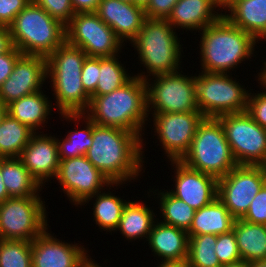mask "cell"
<instances>
[{"mask_svg":"<svg viewBox=\"0 0 266 267\" xmlns=\"http://www.w3.org/2000/svg\"><path fill=\"white\" fill-rule=\"evenodd\" d=\"M240 0H220V6H221V11L223 12L224 9V14L227 13V11L237 2ZM226 10V11H225Z\"/></svg>","mask_w":266,"mask_h":267,"instance_id":"49","label":"cell"},{"mask_svg":"<svg viewBox=\"0 0 266 267\" xmlns=\"http://www.w3.org/2000/svg\"><path fill=\"white\" fill-rule=\"evenodd\" d=\"M1 174L10 197H33L41 195L42 187L32 177L19 157L1 158Z\"/></svg>","mask_w":266,"mask_h":267,"instance_id":"28","label":"cell"},{"mask_svg":"<svg viewBox=\"0 0 266 267\" xmlns=\"http://www.w3.org/2000/svg\"><path fill=\"white\" fill-rule=\"evenodd\" d=\"M61 116L69 122H71V120L74 121V123L80 122V120L82 122L84 121L85 126L83 129L80 128V130L75 129L73 131H68V134L64 139L63 137L61 140L56 138L59 159L63 160L85 156L87 150L92 145L93 121L84 114H61Z\"/></svg>","mask_w":266,"mask_h":267,"instance_id":"30","label":"cell"},{"mask_svg":"<svg viewBox=\"0 0 266 267\" xmlns=\"http://www.w3.org/2000/svg\"><path fill=\"white\" fill-rule=\"evenodd\" d=\"M143 140L133 132L93 122L92 145L85 156L111 183L126 184L143 170Z\"/></svg>","mask_w":266,"mask_h":267,"instance_id":"1","label":"cell"},{"mask_svg":"<svg viewBox=\"0 0 266 267\" xmlns=\"http://www.w3.org/2000/svg\"><path fill=\"white\" fill-rule=\"evenodd\" d=\"M62 241L47 227L31 242L32 267H82L89 257L88 250L79 243Z\"/></svg>","mask_w":266,"mask_h":267,"instance_id":"18","label":"cell"},{"mask_svg":"<svg viewBox=\"0 0 266 267\" xmlns=\"http://www.w3.org/2000/svg\"><path fill=\"white\" fill-rule=\"evenodd\" d=\"M217 235L203 234L189 237V267H222L215 253Z\"/></svg>","mask_w":266,"mask_h":267,"instance_id":"34","label":"cell"},{"mask_svg":"<svg viewBox=\"0 0 266 267\" xmlns=\"http://www.w3.org/2000/svg\"><path fill=\"white\" fill-rule=\"evenodd\" d=\"M41 133L37 131L32 135L19 158L32 177L43 187L45 182L56 178L60 159L56 136Z\"/></svg>","mask_w":266,"mask_h":267,"instance_id":"19","label":"cell"},{"mask_svg":"<svg viewBox=\"0 0 266 267\" xmlns=\"http://www.w3.org/2000/svg\"><path fill=\"white\" fill-rule=\"evenodd\" d=\"M88 56L77 46L65 41L47 58V78L51 81L53 99L59 114H83L91 96L81 82V72Z\"/></svg>","mask_w":266,"mask_h":267,"instance_id":"4","label":"cell"},{"mask_svg":"<svg viewBox=\"0 0 266 267\" xmlns=\"http://www.w3.org/2000/svg\"><path fill=\"white\" fill-rule=\"evenodd\" d=\"M13 47L10 29L6 26H0V55L8 52Z\"/></svg>","mask_w":266,"mask_h":267,"instance_id":"45","label":"cell"},{"mask_svg":"<svg viewBox=\"0 0 266 267\" xmlns=\"http://www.w3.org/2000/svg\"><path fill=\"white\" fill-rule=\"evenodd\" d=\"M262 88L260 93L250 91L247 112L257 124L266 129V88L264 86Z\"/></svg>","mask_w":266,"mask_h":267,"instance_id":"39","label":"cell"},{"mask_svg":"<svg viewBox=\"0 0 266 267\" xmlns=\"http://www.w3.org/2000/svg\"><path fill=\"white\" fill-rule=\"evenodd\" d=\"M235 218L225 205L215 198L208 205L195 211L191 227L187 231L188 237L194 235H220L233 230Z\"/></svg>","mask_w":266,"mask_h":267,"instance_id":"25","label":"cell"},{"mask_svg":"<svg viewBox=\"0 0 266 267\" xmlns=\"http://www.w3.org/2000/svg\"><path fill=\"white\" fill-rule=\"evenodd\" d=\"M6 106L2 103V101L0 100V122L1 119L3 118V116L6 114Z\"/></svg>","mask_w":266,"mask_h":267,"instance_id":"53","label":"cell"},{"mask_svg":"<svg viewBox=\"0 0 266 267\" xmlns=\"http://www.w3.org/2000/svg\"><path fill=\"white\" fill-rule=\"evenodd\" d=\"M222 267H251V263L244 261V260H241V261L236 262V263L222 265Z\"/></svg>","mask_w":266,"mask_h":267,"instance_id":"50","label":"cell"},{"mask_svg":"<svg viewBox=\"0 0 266 267\" xmlns=\"http://www.w3.org/2000/svg\"><path fill=\"white\" fill-rule=\"evenodd\" d=\"M174 167L175 187L169 192L183 200L194 210H199L217 198L218 179L185 165L180 160H171Z\"/></svg>","mask_w":266,"mask_h":267,"instance_id":"17","label":"cell"},{"mask_svg":"<svg viewBox=\"0 0 266 267\" xmlns=\"http://www.w3.org/2000/svg\"><path fill=\"white\" fill-rule=\"evenodd\" d=\"M199 33L200 68L203 72L231 74V69L233 71L246 59H251L256 44H259L252 35L234 26L224 15Z\"/></svg>","mask_w":266,"mask_h":267,"instance_id":"3","label":"cell"},{"mask_svg":"<svg viewBox=\"0 0 266 267\" xmlns=\"http://www.w3.org/2000/svg\"><path fill=\"white\" fill-rule=\"evenodd\" d=\"M117 187L119 185H123V183H112L109 185L108 192L101 191L96 193L94 196L88 198L83 205L86 203L89 204V201L92 198H95V202L93 203V221L95 220V224L98 225L99 229L104 230L106 232H115L119 225L120 218L122 216L123 209L128 201L121 199L119 196L114 195L110 191V187ZM106 192V193H105Z\"/></svg>","mask_w":266,"mask_h":267,"instance_id":"29","label":"cell"},{"mask_svg":"<svg viewBox=\"0 0 266 267\" xmlns=\"http://www.w3.org/2000/svg\"><path fill=\"white\" fill-rule=\"evenodd\" d=\"M265 184V166L237 165L218 179L217 198L235 219H242Z\"/></svg>","mask_w":266,"mask_h":267,"instance_id":"13","label":"cell"},{"mask_svg":"<svg viewBox=\"0 0 266 267\" xmlns=\"http://www.w3.org/2000/svg\"><path fill=\"white\" fill-rule=\"evenodd\" d=\"M21 55L22 53L14 46L8 52L0 55V87L12 73L15 63Z\"/></svg>","mask_w":266,"mask_h":267,"instance_id":"43","label":"cell"},{"mask_svg":"<svg viewBox=\"0 0 266 267\" xmlns=\"http://www.w3.org/2000/svg\"><path fill=\"white\" fill-rule=\"evenodd\" d=\"M154 198L157 194V199L159 200V207L162 213L163 220H159L162 223L172 225L174 227L188 231L191 227L195 211L183 200L173 196L168 190H153ZM158 191V193H156ZM162 191V192H161ZM166 191V192H165Z\"/></svg>","mask_w":266,"mask_h":267,"instance_id":"32","label":"cell"},{"mask_svg":"<svg viewBox=\"0 0 266 267\" xmlns=\"http://www.w3.org/2000/svg\"><path fill=\"white\" fill-rule=\"evenodd\" d=\"M35 132L6 113L0 122V158H18Z\"/></svg>","mask_w":266,"mask_h":267,"instance_id":"31","label":"cell"},{"mask_svg":"<svg viewBox=\"0 0 266 267\" xmlns=\"http://www.w3.org/2000/svg\"><path fill=\"white\" fill-rule=\"evenodd\" d=\"M51 109H53L52 101L42 90L21 97L6 106V112L11 117L28 126L35 133L45 127L44 124H47L46 121L50 118L48 116L52 115Z\"/></svg>","mask_w":266,"mask_h":267,"instance_id":"23","label":"cell"},{"mask_svg":"<svg viewBox=\"0 0 266 267\" xmlns=\"http://www.w3.org/2000/svg\"><path fill=\"white\" fill-rule=\"evenodd\" d=\"M242 219L249 223L266 225V184L255 195Z\"/></svg>","mask_w":266,"mask_h":267,"instance_id":"38","label":"cell"},{"mask_svg":"<svg viewBox=\"0 0 266 267\" xmlns=\"http://www.w3.org/2000/svg\"><path fill=\"white\" fill-rule=\"evenodd\" d=\"M95 13L123 43H131L147 19L144 7L120 0H101Z\"/></svg>","mask_w":266,"mask_h":267,"instance_id":"20","label":"cell"},{"mask_svg":"<svg viewBox=\"0 0 266 267\" xmlns=\"http://www.w3.org/2000/svg\"><path fill=\"white\" fill-rule=\"evenodd\" d=\"M157 267H189L187 260L182 261H160Z\"/></svg>","mask_w":266,"mask_h":267,"instance_id":"46","label":"cell"},{"mask_svg":"<svg viewBox=\"0 0 266 267\" xmlns=\"http://www.w3.org/2000/svg\"><path fill=\"white\" fill-rule=\"evenodd\" d=\"M220 9V0H179L167 21L175 30L197 32L218 21L223 16Z\"/></svg>","mask_w":266,"mask_h":267,"instance_id":"21","label":"cell"},{"mask_svg":"<svg viewBox=\"0 0 266 267\" xmlns=\"http://www.w3.org/2000/svg\"><path fill=\"white\" fill-rule=\"evenodd\" d=\"M101 0H71L75 13L95 12Z\"/></svg>","mask_w":266,"mask_h":267,"instance_id":"44","label":"cell"},{"mask_svg":"<svg viewBox=\"0 0 266 267\" xmlns=\"http://www.w3.org/2000/svg\"><path fill=\"white\" fill-rule=\"evenodd\" d=\"M9 29L13 46L24 55L48 58L66 41V26L32 0Z\"/></svg>","mask_w":266,"mask_h":267,"instance_id":"6","label":"cell"},{"mask_svg":"<svg viewBox=\"0 0 266 267\" xmlns=\"http://www.w3.org/2000/svg\"><path fill=\"white\" fill-rule=\"evenodd\" d=\"M218 119L237 164L266 167V129L247 111L225 114Z\"/></svg>","mask_w":266,"mask_h":267,"instance_id":"11","label":"cell"},{"mask_svg":"<svg viewBox=\"0 0 266 267\" xmlns=\"http://www.w3.org/2000/svg\"><path fill=\"white\" fill-rule=\"evenodd\" d=\"M99 79V58L87 57L84 61L81 82L85 91L91 95L98 84Z\"/></svg>","mask_w":266,"mask_h":267,"instance_id":"40","label":"cell"},{"mask_svg":"<svg viewBox=\"0 0 266 267\" xmlns=\"http://www.w3.org/2000/svg\"><path fill=\"white\" fill-rule=\"evenodd\" d=\"M215 253L221 265L236 263L242 260L233 230L217 235Z\"/></svg>","mask_w":266,"mask_h":267,"instance_id":"36","label":"cell"},{"mask_svg":"<svg viewBox=\"0 0 266 267\" xmlns=\"http://www.w3.org/2000/svg\"><path fill=\"white\" fill-rule=\"evenodd\" d=\"M263 67L264 68H261V71L258 72V76L256 78H258V84L261 85V86H264L266 88V62L264 61L263 63ZM263 69V70H262Z\"/></svg>","mask_w":266,"mask_h":267,"instance_id":"48","label":"cell"},{"mask_svg":"<svg viewBox=\"0 0 266 267\" xmlns=\"http://www.w3.org/2000/svg\"><path fill=\"white\" fill-rule=\"evenodd\" d=\"M55 179L75 206H81L88 198L112 184L86 156L60 160Z\"/></svg>","mask_w":266,"mask_h":267,"instance_id":"14","label":"cell"},{"mask_svg":"<svg viewBox=\"0 0 266 267\" xmlns=\"http://www.w3.org/2000/svg\"><path fill=\"white\" fill-rule=\"evenodd\" d=\"M251 267H266V260H260L257 262H252Z\"/></svg>","mask_w":266,"mask_h":267,"instance_id":"52","label":"cell"},{"mask_svg":"<svg viewBox=\"0 0 266 267\" xmlns=\"http://www.w3.org/2000/svg\"><path fill=\"white\" fill-rule=\"evenodd\" d=\"M92 260V257H88L83 263L82 267H102L99 265V263L95 262V259L93 261Z\"/></svg>","mask_w":266,"mask_h":267,"instance_id":"51","label":"cell"},{"mask_svg":"<svg viewBox=\"0 0 266 267\" xmlns=\"http://www.w3.org/2000/svg\"><path fill=\"white\" fill-rule=\"evenodd\" d=\"M195 85L196 103L205 118L247 111L250 90L230 74L201 71L195 74Z\"/></svg>","mask_w":266,"mask_h":267,"instance_id":"8","label":"cell"},{"mask_svg":"<svg viewBox=\"0 0 266 267\" xmlns=\"http://www.w3.org/2000/svg\"><path fill=\"white\" fill-rule=\"evenodd\" d=\"M119 57V55H116L113 57L99 58L98 84L90 96L109 94L115 89L122 87L133 77L134 74L130 76V73H127L124 65L119 61Z\"/></svg>","mask_w":266,"mask_h":267,"instance_id":"33","label":"cell"},{"mask_svg":"<svg viewBox=\"0 0 266 267\" xmlns=\"http://www.w3.org/2000/svg\"><path fill=\"white\" fill-rule=\"evenodd\" d=\"M40 196L10 197L0 202V239L33 241L49 225Z\"/></svg>","mask_w":266,"mask_h":267,"instance_id":"9","label":"cell"},{"mask_svg":"<svg viewBox=\"0 0 266 267\" xmlns=\"http://www.w3.org/2000/svg\"><path fill=\"white\" fill-rule=\"evenodd\" d=\"M83 114L97 125L124 129L142 137L145 122L150 120L145 80L134 75L109 94L91 96Z\"/></svg>","mask_w":266,"mask_h":267,"instance_id":"2","label":"cell"},{"mask_svg":"<svg viewBox=\"0 0 266 267\" xmlns=\"http://www.w3.org/2000/svg\"><path fill=\"white\" fill-rule=\"evenodd\" d=\"M157 214L144 204L142 201H128L125 205L119 225L116 231H119L126 240L145 239L148 240L149 234L156 222ZM144 237V238H143Z\"/></svg>","mask_w":266,"mask_h":267,"instance_id":"26","label":"cell"},{"mask_svg":"<svg viewBox=\"0 0 266 267\" xmlns=\"http://www.w3.org/2000/svg\"><path fill=\"white\" fill-rule=\"evenodd\" d=\"M179 0H149L144 7L146 18L167 20Z\"/></svg>","mask_w":266,"mask_h":267,"instance_id":"42","label":"cell"},{"mask_svg":"<svg viewBox=\"0 0 266 267\" xmlns=\"http://www.w3.org/2000/svg\"><path fill=\"white\" fill-rule=\"evenodd\" d=\"M153 127L167 159L181 160L189 151L196 129L204 116L201 112L151 113Z\"/></svg>","mask_w":266,"mask_h":267,"instance_id":"15","label":"cell"},{"mask_svg":"<svg viewBox=\"0 0 266 267\" xmlns=\"http://www.w3.org/2000/svg\"><path fill=\"white\" fill-rule=\"evenodd\" d=\"M31 0H0V26L9 27Z\"/></svg>","mask_w":266,"mask_h":267,"instance_id":"41","label":"cell"},{"mask_svg":"<svg viewBox=\"0 0 266 267\" xmlns=\"http://www.w3.org/2000/svg\"><path fill=\"white\" fill-rule=\"evenodd\" d=\"M8 198H10V196L8 195L6 186H5V184L3 183V180H2L1 158H0V202H3L5 200H7Z\"/></svg>","mask_w":266,"mask_h":267,"instance_id":"47","label":"cell"},{"mask_svg":"<svg viewBox=\"0 0 266 267\" xmlns=\"http://www.w3.org/2000/svg\"><path fill=\"white\" fill-rule=\"evenodd\" d=\"M35 4L45 10L51 17L59 20L65 26L76 14L71 0H32Z\"/></svg>","mask_w":266,"mask_h":267,"instance_id":"37","label":"cell"},{"mask_svg":"<svg viewBox=\"0 0 266 267\" xmlns=\"http://www.w3.org/2000/svg\"><path fill=\"white\" fill-rule=\"evenodd\" d=\"M233 231L242 260L250 263L266 260V225L235 219Z\"/></svg>","mask_w":266,"mask_h":267,"instance_id":"27","label":"cell"},{"mask_svg":"<svg viewBox=\"0 0 266 267\" xmlns=\"http://www.w3.org/2000/svg\"><path fill=\"white\" fill-rule=\"evenodd\" d=\"M175 73L159 74L145 79L147 86V112L175 113L200 112L196 103L195 75ZM153 109V110H152ZM154 111V112H153Z\"/></svg>","mask_w":266,"mask_h":267,"instance_id":"10","label":"cell"},{"mask_svg":"<svg viewBox=\"0 0 266 267\" xmlns=\"http://www.w3.org/2000/svg\"><path fill=\"white\" fill-rule=\"evenodd\" d=\"M188 240L186 230L156 220L147 243L162 261H182L188 257Z\"/></svg>","mask_w":266,"mask_h":267,"instance_id":"22","label":"cell"},{"mask_svg":"<svg viewBox=\"0 0 266 267\" xmlns=\"http://www.w3.org/2000/svg\"><path fill=\"white\" fill-rule=\"evenodd\" d=\"M180 161L217 179L238 165L220 120L205 117L196 129L189 151Z\"/></svg>","mask_w":266,"mask_h":267,"instance_id":"7","label":"cell"},{"mask_svg":"<svg viewBox=\"0 0 266 267\" xmlns=\"http://www.w3.org/2000/svg\"><path fill=\"white\" fill-rule=\"evenodd\" d=\"M0 267H32L31 241L0 239Z\"/></svg>","mask_w":266,"mask_h":267,"instance_id":"35","label":"cell"},{"mask_svg":"<svg viewBox=\"0 0 266 267\" xmlns=\"http://www.w3.org/2000/svg\"><path fill=\"white\" fill-rule=\"evenodd\" d=\"M148 2L149 0H133L134 4L140 5L142 7H145Z\"/></svg>","mask_w":266,"mask_h":267,"instance_id":"54","label":"cell"},{"mask_svg":"<svg viewBox=\"0 0 266 267\" xmlns=\"http://www.w3.org/2000/svg\"><path fill=\"white\" fill-rule=\"evenodd\" d=\"M120 1L128 2V3H133V0H120Z\"/></svg>","mask_w":266,"mask_h":267,"instance_id":"55","label":"cell"},{"mask_svg":"<svg viewBox=\"0 0 266 267\" xmlns=\"http://www.w3.org/2000/svg\"><path fill=\"white\" fill-rule=\"evenodd\" d=\"M66 41L97 58L116 56L124 45L95 12L76 13L66 25Z\"/></svg>","mask_w":266,"mask_h":267,"instance_id":"12","label":"cell"},{"mask_svg":"<svg viewBox=\"0 0 266 267\" xmlns=\"http://www.w3.org/2000/svg\"><path fill=\"white\" fill-rule=\"evenodd\" d=\"M224 16L257 41H266V0L237 1Z\"/></svg>","mask_w":266,"mask_h":267,"instance_id":"24","label":"cell"},{"mask_svg":"<svg viewBox=\"0 0 266 267\" xmlns=\"http://www.w3.org/2000/svg\"><path fill=\"white\" fill-rule=\"evenodd\" d=\"M47 79V58L22 54L0 87V100L7 106L21 97L42 90Z\"/></svg>","mask_w":266,"mask_h":267,"instance_id":"16","label":"cell"},{"mask_svg":"<svg viewBox=\"0 0 266 267\" xmlns=\"http://www.w3.org/2000/svg\"><path fill=\"white\" fill-rule=\"evenodd\" d=\"M131 45L138 52L140 64L149 73L145 75L146 72L142 71L135 75L143 80L149 76L175 73L182 68L183 44L167 20L147 18Z\"/></svg>","mask_w":266,"mask_h":267,"instance_id":"5","label":"cell"}]
</instances>
